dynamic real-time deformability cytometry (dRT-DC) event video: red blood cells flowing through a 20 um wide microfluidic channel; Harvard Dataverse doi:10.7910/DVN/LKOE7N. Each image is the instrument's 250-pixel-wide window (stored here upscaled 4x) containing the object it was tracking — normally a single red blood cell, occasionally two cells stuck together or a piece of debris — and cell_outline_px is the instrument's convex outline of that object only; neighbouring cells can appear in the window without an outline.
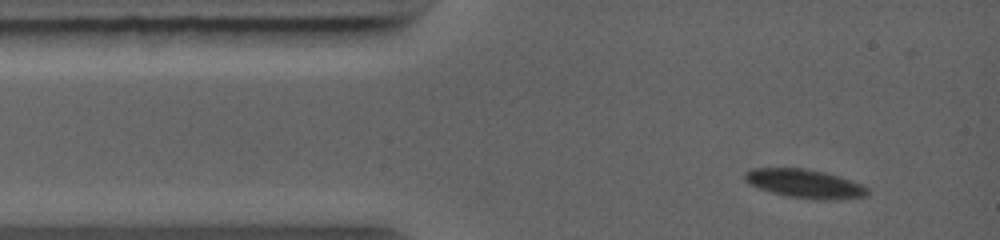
{"species": "common noctule bat (a hibernating species)", "species_latin": "Nyctalus noctula", "temperature_condition": "warm", "stored_images_in_passage": 4, "camera_frame_rate_fps": 5000, "um_per_image_px": 0.085, "animal": {"sex": "female", "body_mass_g": 19.0, "forearm_length_mm": 56.7}, "frame": {"image": 1, "passage_image": 1, "time_ms": 0.0, "image_size_px": [1000, 240], "cell_outline_px": [[868, 192], [864, 196], [836, 200], [816, 200], [784, 196], [756, 188], [744, 180], [744, 172], [752, 168], [804, 168], [824, 172], [840, 176], [852, 180], [868, 188]], "centroid_in_image_um": [68.36, 15.62], "position_along_channel_um": 16.6, "area_um2": 20.81}}
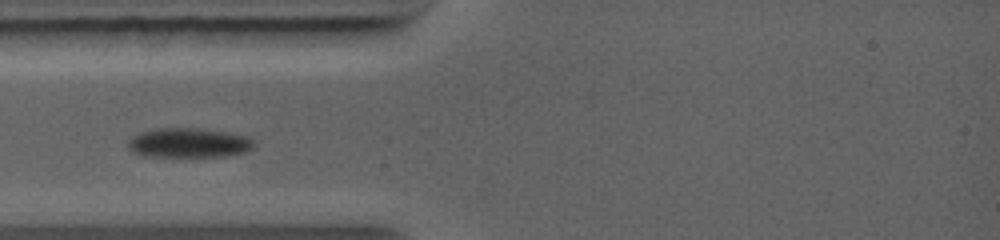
{"frame": {"image": 2, "passage_image": 3, "time_ms": 2.0, "image_size_px": [1000, 240], "cell_outline_px": [[252, 148], [244, 152], [224, 156], [144, 156], [132, 152], [128, 148], [128, 140], [144, 132], [160, 128], [196, 128], [224, 132], [244, 136], [252, 140]], "centroid_in_image_um": [16.0, 12.15], "position_along_channel_um": 69.0, "area_um2": 21.1}}
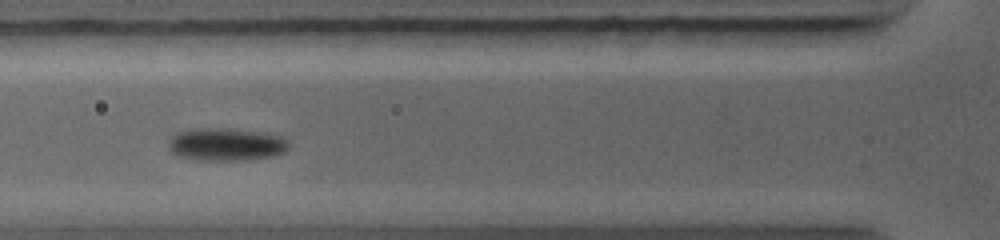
{"frame": {"image": 3, "passage_image": 4, "time_ms": 2.8, "image_size_px": [1000, 240], "cell_outline_px": [[292, 144], [284, 152], [272, 156], [244, 160], [204, 160], [176, 156], [168, 148], [168, 140], [172, 136], [180, 132], [200, 128], [216, 128], [256, 132], [280, 136], [288, 140]], "centroid_in_image_um": [19.22, 12.29], "position_along_channel_um": 106.6, "area_um2": 22.66}}